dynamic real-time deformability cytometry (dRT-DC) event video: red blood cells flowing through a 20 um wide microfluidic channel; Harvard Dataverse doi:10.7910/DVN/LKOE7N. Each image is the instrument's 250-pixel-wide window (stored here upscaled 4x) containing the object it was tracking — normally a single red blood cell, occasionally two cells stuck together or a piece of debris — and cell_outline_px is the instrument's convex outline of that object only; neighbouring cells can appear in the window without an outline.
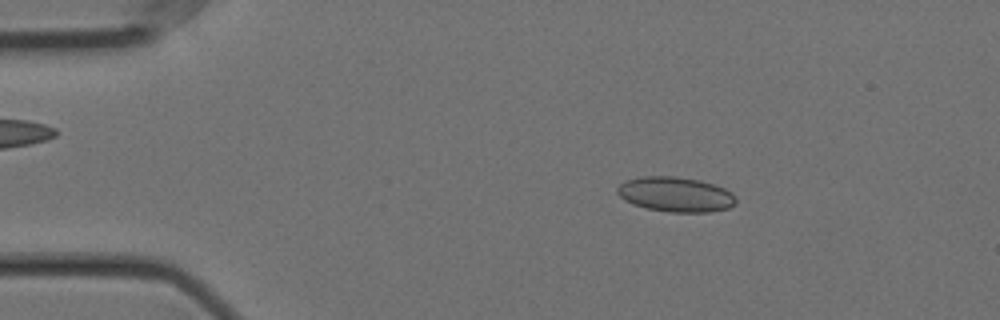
{"species": "Egyptian fruit bat (a non-hibernating species)", "species_latin": "Rousettus aegyptiacus", "temperature_condition": "cold", "stored_images_in_passage": 56, "camera_frame_rate_fps": 3000, "um_per_image_px": 0.085, "animal": {"sex": "female"}, "frame": {"image": 1, "passage_image": 9, "time_ms": 2.667, "image_size_px": [1000, 320], "cell_outline_px": [[736, 204], [728, 208], [712, 212], [668, 212], [648, 208], [632, 204], [624, 200], [616, 192], [616, 188], [624, 180], [644, 176], [676, 176], [700, 180], [724, 188], [732, 192], [736, 196]], "centroid_in_image_um": [57.43, 16.52], "position_along_channel_um": 27.6, "area_um2": 24.33}}
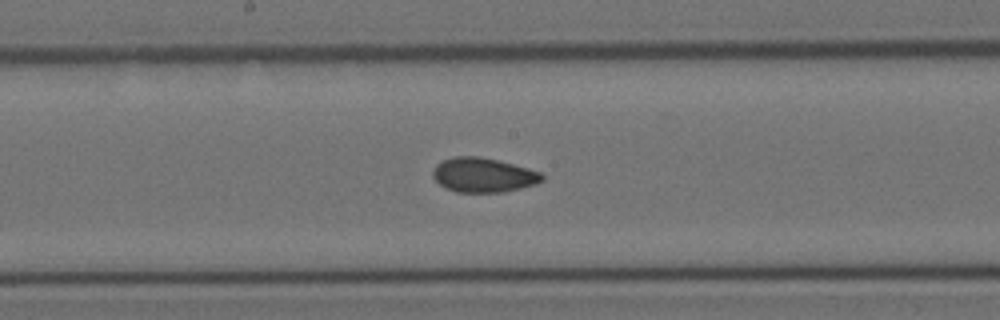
{"frame": {"image": 2, "passage_image": 29, "time_ms": 9.333, "image_size_px": [1000, 320], "cell_outline_px": [[544, 180], [536, 184], [504, 192], [456, 192], [444, 188], [432, 176], [432, 172], [436, 164], [444, 160], [456, 156], [480, 156], [528, 168], [540, 172], [544, 176]], "centroid_in_image_um": [41.07, 14.88], "position_along_channel_um": 207.1, "area_um2": 21.91}}
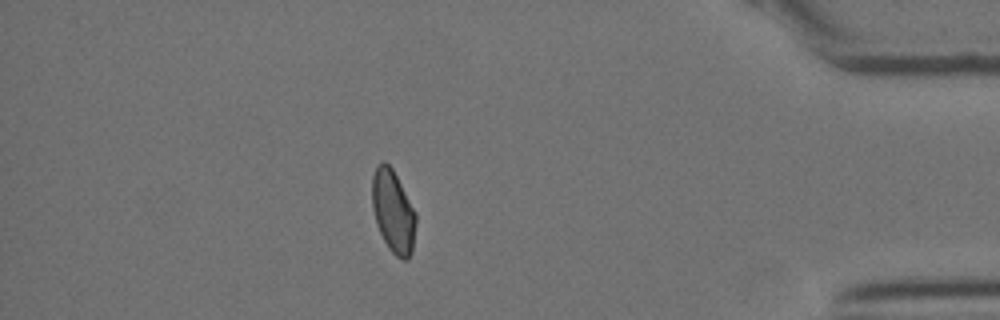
{"frame": {"image": 3, "passage_image": 49, "time_ms": 16.0, "image_size_px": [1000, 320], "cell_outline_px": [[416, 224], [412, 252], [408, 260], [404, 260], [396, 256], [388, 248], [376, 224], [372, 208], [372, 176], [376, 168], [384, 160], [392, 168], [416, 212]], "centroid_in_image_um": [33.42, 18.0], "position_along_channel_um": 401.8, "area_um2": 21.1}, "authors_computed_cell_mechanics": {"area_um2": 21.964, "velocity_mm_per_s": 3.5623, "shape_relaxation_time_tau1_ms": null, "shape_relaxation_time_tau2_ms": 1.7904, "deformation_change_tau1": null, "deformation_change_tau2": 0.0604}}